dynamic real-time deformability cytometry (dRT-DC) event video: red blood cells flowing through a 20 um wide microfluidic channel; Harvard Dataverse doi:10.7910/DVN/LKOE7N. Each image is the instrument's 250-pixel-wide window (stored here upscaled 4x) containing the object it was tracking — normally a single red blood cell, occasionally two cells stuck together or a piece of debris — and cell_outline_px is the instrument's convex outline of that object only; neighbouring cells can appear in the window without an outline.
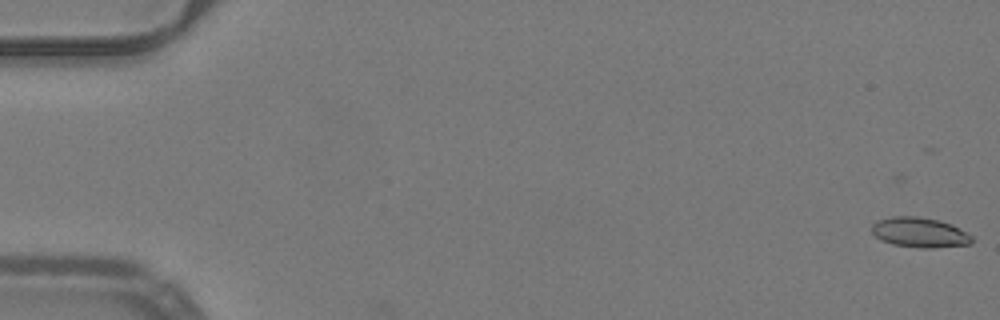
{"species": "common noctule bat (a hibernating species)", "species_latin": "Nyctalus noctula", "temperature_condition": "warm", "stored_images_in_passage": 5, "camera_frame_rate_fps": 3000, "um_per_image_px": 0.085, "animal": {"sex": "male", "body_mass_g": 19.2, "forearm_length_mm": 51.8}, "frame": {"image": 1, "passage_image": 5, "time_ms": 1.333, "image_size_px": [1000, 320], "cell_outline_px": [[972, 240], [968, 244], [932, 248], [920, 248], [892, 244], [880, 240], [872, 232], [872, 224], [876, 220], [892, 216], [920, 216], [940, 220], [952, 224], [972, 236]], "centroid_in_image_um": [78.14, 19.74], "position_along_channel_um": 6.9, "area_um2": 17.57}}